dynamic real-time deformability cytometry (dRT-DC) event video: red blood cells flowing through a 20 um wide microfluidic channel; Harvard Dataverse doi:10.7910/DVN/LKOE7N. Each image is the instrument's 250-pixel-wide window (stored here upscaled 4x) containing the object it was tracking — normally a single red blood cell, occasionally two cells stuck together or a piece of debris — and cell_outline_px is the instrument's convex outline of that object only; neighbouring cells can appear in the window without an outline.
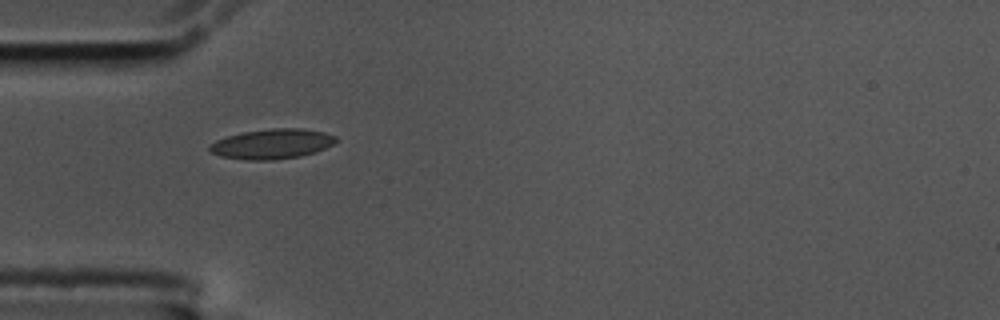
{"species": "common noctule bat (a hibernating species)", "species_latin": "Nyctalus noctula", "temperature_condition": "cold", "stored_images_in_passage": 40, "camera_frame_rate_fps": 3000, "um_per_image_px": 0.085, "animal": {"sex": "male", "body_mass_g": 17.5, "forearm_length_mm": 52.3}, "frame": {"image": 1, "passage_image": 1, "time_ms": 0.0, "image_size_px": [1000, 320], "cell_outline_px": [[340, 140], [316, 152], [300, 156], [272, 160], [248, 160], [220, 156], [212, 152], [208, 148], [208, 144], [216, 140], [240, 132], [272, 128], [300, 128], [324, 132], [336, 136]], "centroid_in_image_um": [23.12, 12.22], "position_along_channel_um": 61.9, "area_um2": 22.14}}
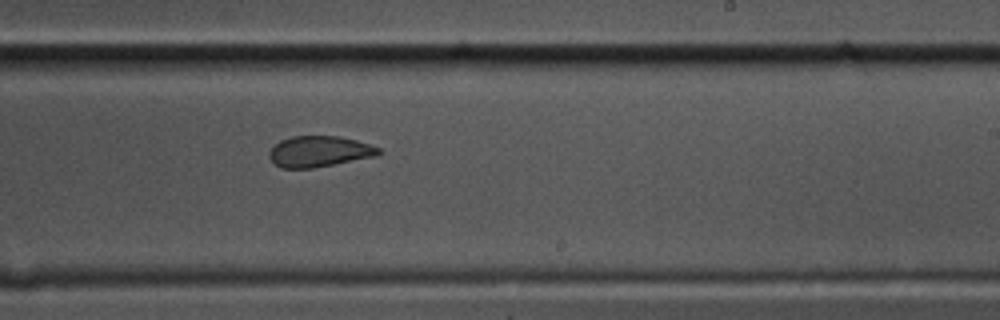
{"frame": {"image": 2, "passage_image": 18, "time_ms": 5.667, "image_size_px": [1000, 320], "cell_outline_px": [[384, 152], [376, 156], [312, 168], [280, 168], [268, 156], [268, 152], [280, 140], [292, 136], [340, 136], [356, 140], [380, 148]], "centroid_in_image_um": [27.14, 12.87], "position_along_channel_um": 261.9, "area_um2": 19.65}}
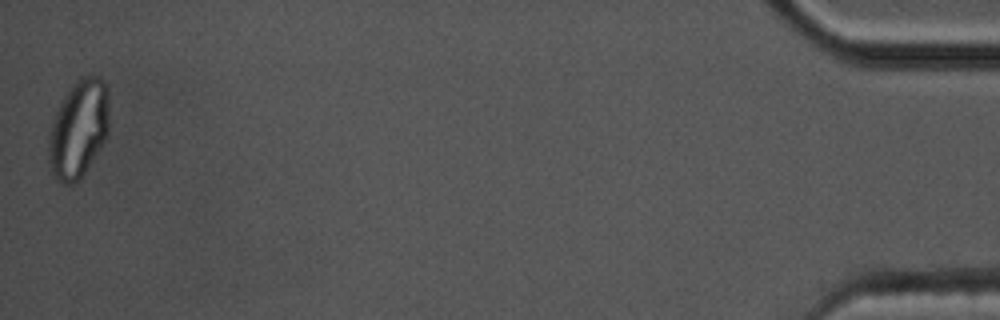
{"frame": {"image": 3, "passage_image": 40, "time_ms": 13.0, "image_size_px": [1000, 320], "cell_outline_px": [[108, 136], [80, 180], [72, 184], [64, 184], [56, 180], [52, 172], [48, 160], [48, 136], [56, 112], [64, 96], [72, 84], [76, 80], [84, 76], [96, 76], [104, 80], [108, 96]], "centroid_in_image_um": [6.67, 10.99], "position_along_channel_um": 428.5, "area_um2": 34.62}, "authors_computed_cell_mechanics": {"area_um2": 21.0103, "velocity_mm_per_s": 3.557, "shape_relaxation_time_tau1_ms": null, "shape_relaxation_time_tau2_ms": 1.4065, "deformation_change_tau1": null, "deformation_change_tau2": 0.0729}}